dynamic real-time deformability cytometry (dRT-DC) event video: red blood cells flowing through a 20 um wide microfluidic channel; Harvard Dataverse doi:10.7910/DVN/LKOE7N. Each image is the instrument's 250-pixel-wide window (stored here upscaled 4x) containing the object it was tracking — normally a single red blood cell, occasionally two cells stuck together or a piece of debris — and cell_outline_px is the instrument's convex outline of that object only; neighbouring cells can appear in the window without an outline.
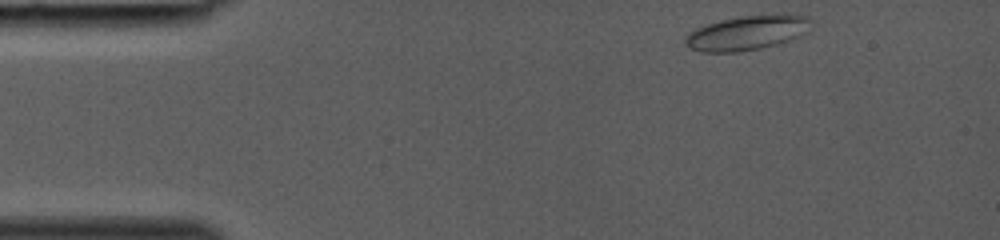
{"species": "common noctule bat (a hibernating species)", "species_latin": "Nyctalus noctula", "temperature_condition": "room temperature", "stored_images_in_passage": 34, "camera_frame_rate_fps": 3000, "um_per_image_px": 0.085, "animal": {"sex": "female", "body_mass_g": 19.0, "forearm_length_mm": 53.3}, "frame": {"image": 1, "passage_image": 1, "time_ms": 0.0, "image_size_px": [1000, 240], "cell_outline_px": [[812, 20], [808, 32], [800, 36], [776, 44], [760, 48], [740, 52], [700, 52], [688, 48], [684, 44], [684, 40], [688, 32], [696, 28], [720, 20], [740, 16], [808, 16]], "centroid_in_image_um": [63.43, 2.82], "position_along_channel_um": 21.6, "area_um2": 24.97}}
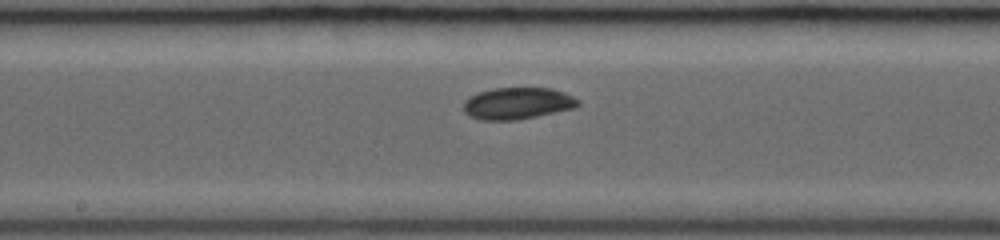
{"frame": {"image": 2, "passage_image": 17, "time_ms": 5.333, "image_size_px": [1000, 240], "cell_outline_px": [[580, 104], [576, 108], [516, 120], [480, 120], [468, 116], [464, 112], [464, 100], [468, 96], [492, 88], [552, 88], [564, 92], [580, 100]], "centroid_in_image_um": [43.98, 8.78], "position_along_channel_um": 204.2, "area_um2": 21.39}}
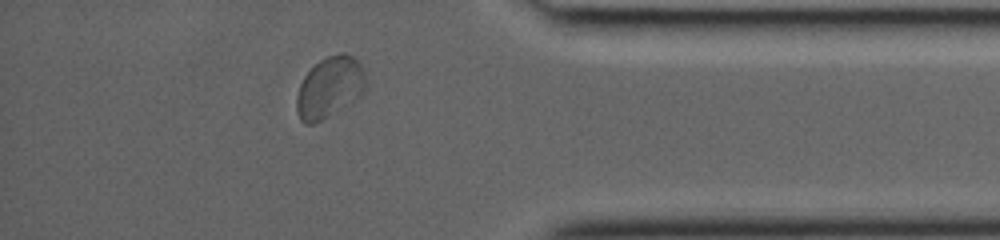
{"frame": {"image": 3, "passage_image": 30, "time_ms": 9.667, "image_size_px": [1000, 240], "cell_outline_px": [[364, 92], [360, 96], [320, 120], [312, 124], [304, 124], [300, 120], [296, 112], [296, 96], [300, 84], [304, 76], [320, 60], [328, 56], [340, 52], [344, 52], [352, 56], [360, 64], [364, 72]], "centroid_in_image_um": [27.98, 7.42], "position_along_channel_um": 407.2, "area_um2": 24.16}}